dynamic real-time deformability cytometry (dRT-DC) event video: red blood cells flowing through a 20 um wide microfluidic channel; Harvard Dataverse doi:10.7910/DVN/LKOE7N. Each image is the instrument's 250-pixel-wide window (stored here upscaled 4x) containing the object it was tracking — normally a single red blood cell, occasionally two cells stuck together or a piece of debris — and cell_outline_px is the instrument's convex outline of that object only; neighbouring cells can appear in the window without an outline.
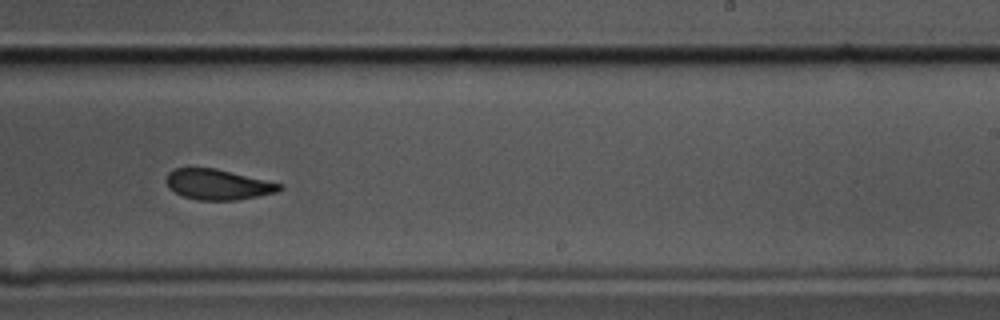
{"species": "common noctule bat (a hibernating species)", "species_latin": "Nyctalus noctula", "temperature_condition": "cold", "stored_images_in_passage": 16, "camera_frame_rate_fps": 3000, "um_per_image_px": 0.085, "animal": {"sex": "male", "body_mass_g": 17.5, "forearm_length_mm": 52.3}, "frame": {"image": 1, "passage_image": 10, "time_ms": 3.0, "image_size_px": [1000, 320], "cell_outline_px": [[284, 188], [276, 192], [236, 200], [200, 200], [184, 196], [168, 188], [164, 180], [168, 172], [176, 168], [216, 168], [284, 184]], "centroid_in_image_um": [18.52, 15.67], "position_along_channel_um": 270.5, "area_um2": 20.11}}
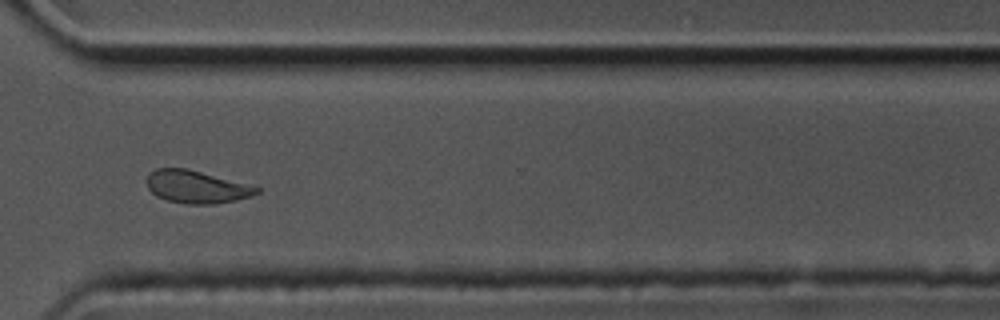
{"frame": {"image": 2, "passage_image": 12, "time_ms": 3.667, "image_size_px": [1000, 320], "cell_outline_px": [[260, 192], [236, 200], [212, 204], [188, 204], [168, 200], [156, 196], [148, 188], [148, 172], [156, 168], [188, 168], [260, 188]], "centroid_in_image_um": [16.66, 15.87], "position_along_channel_um": 353.9, "area_um2": 20.58}}
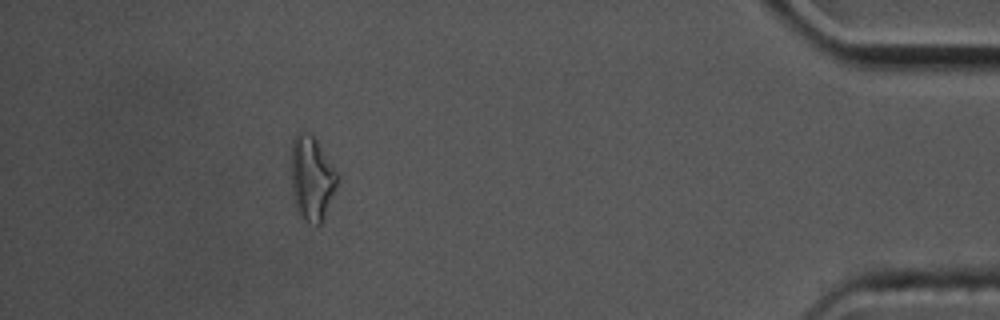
{"frame": {"image": 3, "passage_image": 16, "time_ms": 5.0, "image_size_px": [1000, 320], "cell_outline_px": [[336, 184], [324, 216], [320, 224], [316, 228], [308, 224], [300, 216], [296, 208], [292, 196], [292, 140], [296, 132], [300, 128], [308, 132], [316, 140], [336, 172]], "centroid_in_image_um": [26.44, 15.16], "position_along_channel_um": 408.8, "area_um2": 22.37}}